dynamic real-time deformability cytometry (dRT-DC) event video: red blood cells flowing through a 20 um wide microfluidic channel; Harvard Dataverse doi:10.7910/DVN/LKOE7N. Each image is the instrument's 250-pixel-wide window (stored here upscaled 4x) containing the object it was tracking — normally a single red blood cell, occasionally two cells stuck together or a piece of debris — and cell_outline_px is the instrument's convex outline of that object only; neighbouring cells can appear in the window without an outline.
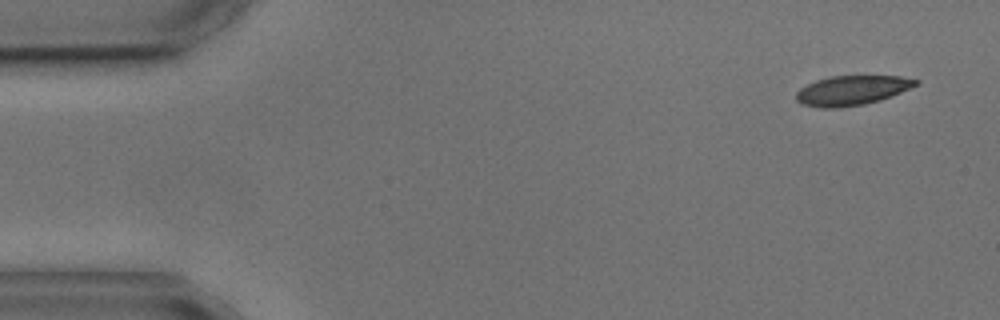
{"species": "common noctule bat (a hibernating species)", "species_latin": "Nyctalus noctula", "temperature_condition": "cold", "stored_images_in_passage": 5, "segment_of_instrument_passage": [2, 2], "camera_frame_rate_fps": 3000, "um_per_image_px": 0.085, "animal": {"sex": "male", "body_mass_g": 17.9, "forearm_length_mm": 54.2}, "frame": {"image": 1, "passage_image": 5, "time_ms": 5.0, "image_size_px": [1000, 320], "cell_outline_px": [[920, 84], [880, 100], [864, 104], [836, 108], [824, 108], [804, 104], [796, 100], [796, 92], [800, 88], [816, 80], [832, 76], [900, 76], [920, 80]], "centroid_in_image_um": [72.43, 7.67], "position_along_channel_um": 12.6, "area_um2": 20.46}}